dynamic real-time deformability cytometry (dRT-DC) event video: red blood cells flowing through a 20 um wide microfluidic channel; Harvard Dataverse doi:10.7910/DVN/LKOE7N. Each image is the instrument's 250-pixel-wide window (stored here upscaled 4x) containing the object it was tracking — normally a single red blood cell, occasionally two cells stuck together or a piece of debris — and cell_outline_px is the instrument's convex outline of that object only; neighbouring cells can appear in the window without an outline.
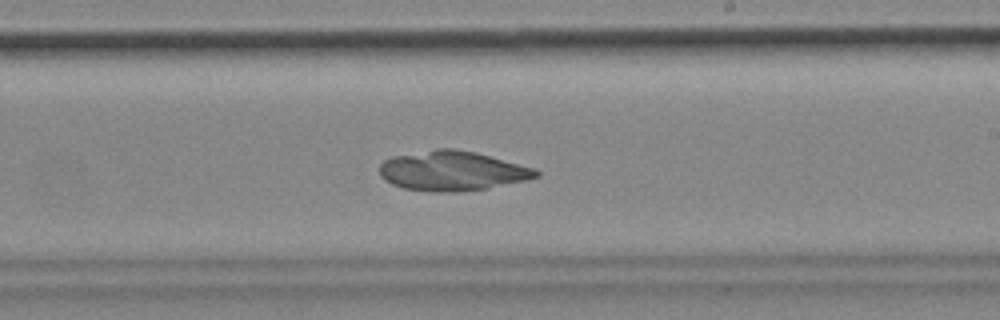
{"species": "common noctule bat (a hibernating species)", "species_latin": "Nyctalus noctula", "temperature_condition": "cold", "stored_images_in_passage": 56, "camera_frame_rate_fps": 3000, "um_per_image_px": 0.085, "animal": {"sex": "female", "body_mass_g": 18.4}, "frame": {"image": 1, "passage_image": 32, "time_ms": 10.333, "image_size_px": [1000, 320], "cell_outline_px": [[540, 176], [524, 180], [488, 188], [456, 192], [432, 192], [404, 188], [392, 184], [384, 180], [380, 176], [380, 164], [384, 160], [392, 156], [436, 148], [452, 148], [476, 152], [536, 168], [540, 172]], "centroid_in_image_um": [38.43, 14.52], "position_along_channel_um": 250.6, "area_um2": 36.36}}